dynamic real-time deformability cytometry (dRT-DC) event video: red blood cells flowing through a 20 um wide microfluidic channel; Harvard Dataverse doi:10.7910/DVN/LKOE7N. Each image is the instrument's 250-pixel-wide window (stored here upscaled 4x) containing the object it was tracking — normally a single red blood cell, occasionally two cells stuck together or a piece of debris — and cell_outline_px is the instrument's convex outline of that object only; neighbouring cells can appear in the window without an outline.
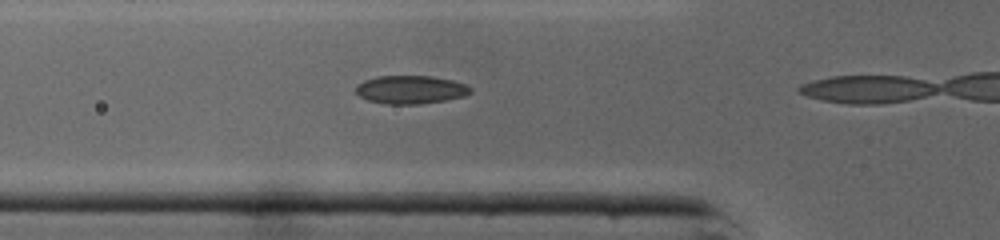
{"species": "common noctule bat (a hibernating species)", "species_latin": "Nyctalus noctula", "temperature_condition": "cold", "stored_images_in_passage": 4, "camera_frame_rate_fps": 3000, "um_per_image_px": 0.085, "animal": {"sex": "male", "body_mass_g": 19.0, "forearm_length_mm": 50.8}, "frame": {"image": 1, "passage_image": 3, "time_ms": 0.667, "image_size_px": [1000, 240], "cell_outline_px": [[472, 92], [464, 96], [448, 100], [420, 104], [388, 104], [368, 100], [360, 96], [356, 92], [356, 84], [364, 80], [376, 76], [432, 76], [452, 80], [464, 84], [472, 88]], "centroid_in_image_um": [34.91, 7.62], "position_along_channel_um": 90.9, "area_um2": 18.96}}